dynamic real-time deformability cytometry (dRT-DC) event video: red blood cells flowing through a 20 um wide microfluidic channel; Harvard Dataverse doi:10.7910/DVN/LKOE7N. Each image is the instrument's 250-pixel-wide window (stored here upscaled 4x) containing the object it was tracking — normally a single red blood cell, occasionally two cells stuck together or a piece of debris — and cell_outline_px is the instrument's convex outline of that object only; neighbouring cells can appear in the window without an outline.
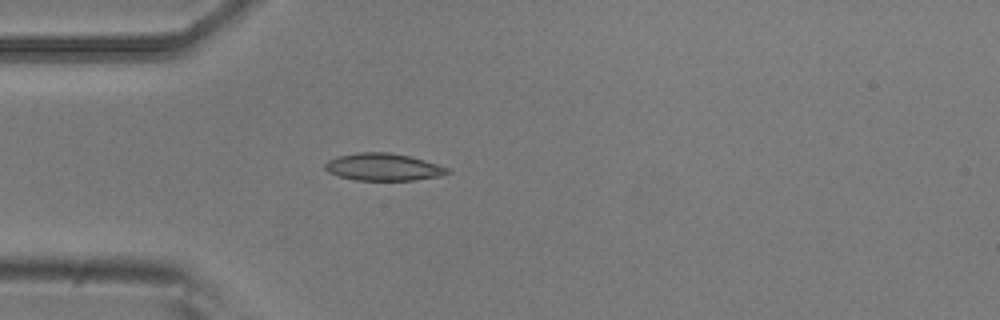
{"species": "common noctule bat (a hibernating species)", "species_latin": "Nyctalus noctula", "temperature_condition": "room temperature", "stored_images_in_passage": 1, "camera_frame_rate_fps": 3000, "um_per_image_px": 0.085, "animal": {"sex": "male", "body_mass_g": 20.5, "forearm_length_mm": 52.5}, "frame": {"image": 1, "passage_image": 1, "time_ms": 0.0, "image_size_px": [1000, 320], "cell_outline_px": [[452, 172], [440, 176], [412, 180], [356, 180], [340, 176], [328, 172], [324, 168], [324, 164], [328, 160], [336, 156], [356, 152], [388, 152], [408, 156], [424, 160], [448, 168]], "centroid_in_image_um": [32.54, 14.19], "position_along_channel_um": 52.5, "area_um2": 19.42}}